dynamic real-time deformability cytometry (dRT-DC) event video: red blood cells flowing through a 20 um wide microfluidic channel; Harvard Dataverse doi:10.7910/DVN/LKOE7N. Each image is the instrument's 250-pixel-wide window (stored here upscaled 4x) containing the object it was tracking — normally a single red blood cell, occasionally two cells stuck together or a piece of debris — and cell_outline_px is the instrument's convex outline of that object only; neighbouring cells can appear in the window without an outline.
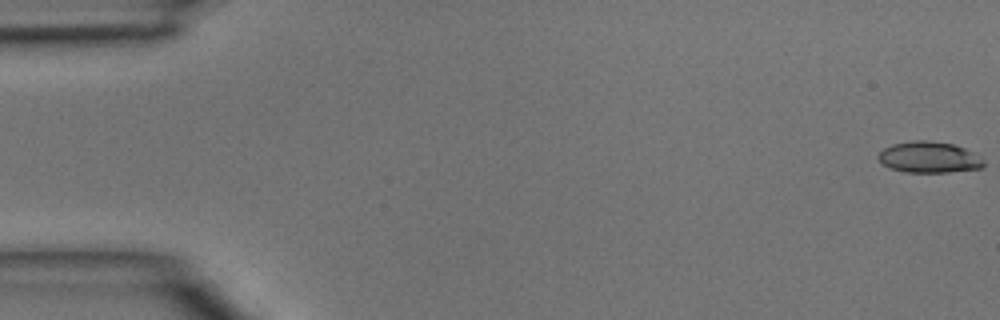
{"species": "common noctule bat (a hibernating species)", "species_latin": "Nyctalus noctula", "temperature_condition": "room temperature", "stored_images_in_passage": 42, "camera_frame_rate_fps": 3000, "um_per_image_px": 0.085, "animal": {"sex": "male", "body_mass_g": 15.6}, "frame": {"image": 1, "passage_image": 1, "time_ms": 0.0, "image_size_px": [1000, 320], "cell_outline_px": [[984, 164], [980, 168], [948, 172], [904, 172], [892, 168], [884, 164], [876, 156], [884, 148], [892, 144], [912, 140], [928, 140], [952, 144], [964, 148], [972, 152], [984, 160]], "centroid_in_image_um": [78.95, 13.36], "position_along_channel_um": 6.0, "area_um2": 18.96}}
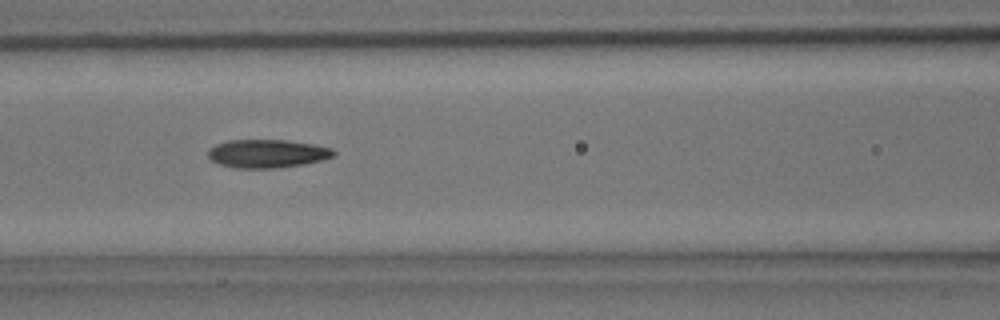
{"frame": {"image": 2, "passage_image": 20, "time_ms": 6.333, "image_size_px": [1000, 320], "cell_outline_px": [[336, 156], [304, 164], [276, 168], [236, 168], [220, 164], [212, 160], [208, 156], [208, 148], [216, 144], [228, 140], [284, 140], [312, 144], [332, 148], [336, 152]], "centroid_in_image_um": [22.71, 13.05], "position_along_channel_um": 143.9, "area_um2": 20.69}}
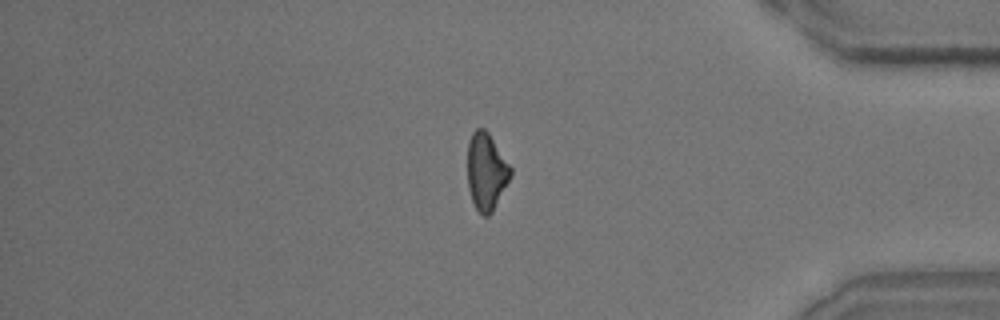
{"frame": {"image": 3, "passage_image": 39, "time_ms": 12.667, "image_size_px": [1000, 320], "cell_outline_px": [[512, 176], [492, 212], [488, 216], [484, 216], [476, 208], [472, 200], [468, 188], [468, 140], [472, 132], [476, 128], [484, 128], [488, 132], [512, 168]], "centroid_in_image_um": [41.34, 14.57], "position_along_channel_um": 393.9, "area_um2": 19.36}}